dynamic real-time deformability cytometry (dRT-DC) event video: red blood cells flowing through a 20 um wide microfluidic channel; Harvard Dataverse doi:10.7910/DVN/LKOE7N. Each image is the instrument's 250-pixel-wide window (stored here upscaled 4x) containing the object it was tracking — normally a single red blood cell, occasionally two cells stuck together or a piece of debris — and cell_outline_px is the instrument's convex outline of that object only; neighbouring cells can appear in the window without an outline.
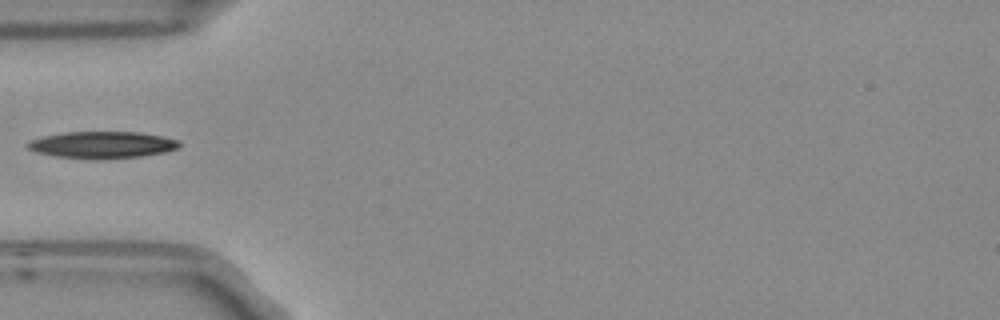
{"species": "Egyptian fruit bat (a non-hibernating species)", "species_latin": "Rousettus aegyptiacus", "temperature_condition": "room temperature", "stored_images_in_passage": 1, "camera_frame_rate_fps": 3000, "um_per_image_px": 0.085, "frame": {"image": 1, "passage_image": 1, "time_ms": 0.0, "image_size_px": [1000, 320], "cell_outline_px": [[180, 148], [164, 152], [140, 156], [56, 156], [36, 152], [28, 148], [28, 140], [44, 136], [64, 132], [140, 132], [180, 140]], "centroid_in_image_um": [8.72, 12.26], "position_along_channel_um": 76.3, "area_um2": 22.54}}